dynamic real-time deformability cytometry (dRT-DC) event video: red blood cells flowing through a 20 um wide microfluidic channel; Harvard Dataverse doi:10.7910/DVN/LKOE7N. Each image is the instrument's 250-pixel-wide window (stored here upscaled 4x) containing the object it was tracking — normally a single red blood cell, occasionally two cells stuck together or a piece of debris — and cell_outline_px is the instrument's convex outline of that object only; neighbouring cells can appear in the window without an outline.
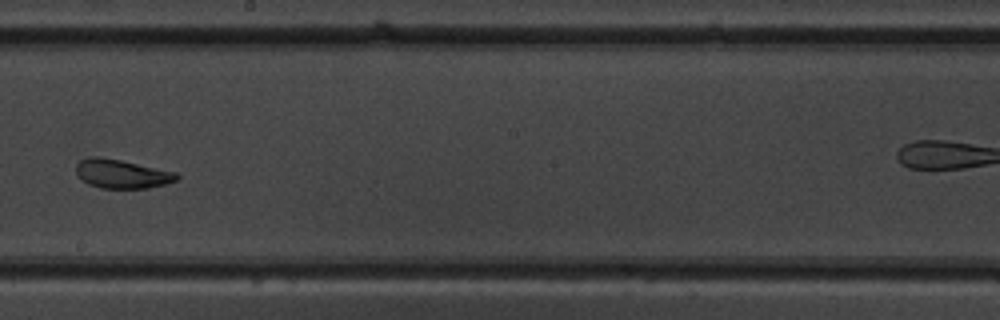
{"species": "common noctule bat (a hibernating species)", "species_latin": "Nyctalus noctula", "temperature_condition": "warm", "stored_images_in_passage": 9, "camera_frame_rate_fps": 3000, "um_per_image_px": 0.085, "animal": {"sex": "male", "body_mass_g": 19.5, "forearm_length_mm": 54.6}, "frame": {"image": 1, "passage_image": 8, "time_ms": 8.0, "image_size_px": [1000, 320], "cell_outline_px": [[180, 176], [176, 180], [164, 184], [148, 188], [100, 188], [88, 184], [76, 176], [76, 164], [80, 160], [92, 156], [100, 156], [120, 160], [176, 172]], "centroid_in_image_um": [10.31, 14.77], "position_along_channel_um": 237.9, "area_um2": 16.94}}